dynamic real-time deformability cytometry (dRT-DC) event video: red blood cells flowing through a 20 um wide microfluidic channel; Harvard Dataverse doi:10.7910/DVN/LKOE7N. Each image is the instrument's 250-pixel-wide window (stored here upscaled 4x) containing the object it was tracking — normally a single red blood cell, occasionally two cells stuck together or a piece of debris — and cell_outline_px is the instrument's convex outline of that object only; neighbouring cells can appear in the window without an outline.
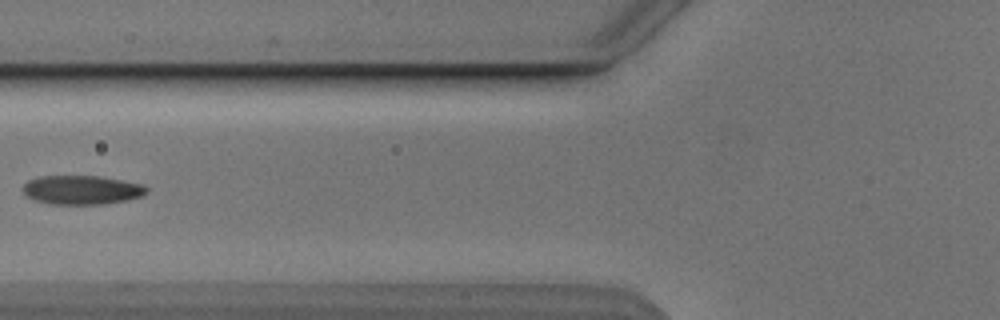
{"species": "Egyptian fruit bat (a non-hibernating species)", "species_latin": "Rousettus aegyptiacus", "temperature_condition": "cold", "stored_images_in_passage": 7, "camera_frame_rate_fps": 3000, "um_per_image_px": 0.085, "animal": {"sex": "male"}, "frame": {"image": 1, "passage_image": 6, "time_ms": 6.667, "image_size_px": [1000, 320], "cell_outline_px": [[148, 192], [144, 196], [128, 200], [100, 204], [48, 204], [36, 200], [28, 196], [24, 192], [24, 184], [28, 180], [40, 176], [100, 176], [144, 184], [148, 188]], "centroid_in_image_um": [7.01, 16.14], "position_along_channel_um": 118.8, "area_um2": 20.98}}